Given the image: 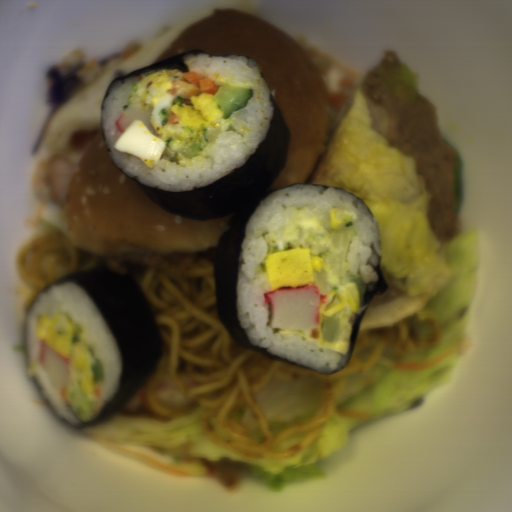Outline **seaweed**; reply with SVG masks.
<instances>
[{
    "label": "seaweed",
    "mask_w": 512,
    "mask_h": 512,
    "mask_svg": "<svg viewBox=\"0 0 512 512\" xmlns=\"http://www.w3.org/2000/svg\"><path fill=\"white\" fill-rule=\"evenodd\" d=\"M70 281L85 289L111 329L121 351V382L101 413L75 425L54 412L30 369L51 411L66 425L81 429L93 427L118 413L145 386L160 366L165 343L154 308L134 277L113 266H91L60 276L33 296L22 324L26 357L24 325L29 309L39 295Z\"/></svg>",
    "instance_id": "obj_2"
},
{
    "label": "seaweed",
    "mask_w": 512,
    "mask_h": 512,
    "mask_svg": "<svg viewBox=\"0 0 512 512\" xmlns=\"http://www.w3.org/2000/svg\"><path fill=\"white\" fill-rule=\"evenodd\" d=\"M376 274H377V281H371L369 284H367L365 287V296H364V303L363 306H360V310L354 320L353 327L351 330L350 335V342H349V357L348 360H350L356 346H357V340H358V334L360 332L361 323L363 321V318L371 305L373 299L375 296H383L387 293L390 285L387 283L385 276L382 271V265H381V259H378L376 267Z\"/></svg>",
    "instance_id": "obj_4"
},
{
    "label": "seaweed",
    "mask_w": 512,
    "mask_h": 512,
    "mask_svg": "<svg viewBox=\"0 0 512 512\" xmlns=\"http://www.w3.org/2000/svg\"><path fill=\"white\" fill-rule=\"evenodd\" d=\"M187 54H193L196 57L200 54H209V58L210 57L228 56V55H224V54H220V53H216V52H212V51H207V50H202V49H192V50H189V51H186L183 53H179V54L167 57L165 59L156 61L154 63L135 68V69L129 71L128 73L111 80V82L109 83V85L107 86V88L105 90L104 97H103V100L101 103L102 111H103L104 102H105L106 98L109 96L110 90L115 82H118L123 79L131 78V77H135V76L141 75L146 72H155L158 70H178L183 75V72H189L188 65L185 62V57Z\"/></svg>",
    "instance_id": "obj_3"
},
{
    "label": "seaweed",
    "mask_w": 512,
    "mask_h": 512,
    "mask_svg": "<svg viewBox=\"0 0 512 512\" xmlns=\"http://www.w3.org/2000/svg\"><path fill=\"white\" fill-rule=\"evenodd\" d=\"M272 117L264 139L244 165L210 185L189 191H165L131 180L154 204L173 215L213 221L230 216L214 253L213 282L219 319L233 342L242 350L257 352L277 360L307 368L283 359L251 344L239 318L238 262L246 237L247 224L264 200L277 190L292 185H329L294 183L270 188L286 166L291 144L290 127L285 114L270 92ZM347 191V190H344Z\"/></svg>",
    "instance_id": "obj_1"
}]
</instances>
